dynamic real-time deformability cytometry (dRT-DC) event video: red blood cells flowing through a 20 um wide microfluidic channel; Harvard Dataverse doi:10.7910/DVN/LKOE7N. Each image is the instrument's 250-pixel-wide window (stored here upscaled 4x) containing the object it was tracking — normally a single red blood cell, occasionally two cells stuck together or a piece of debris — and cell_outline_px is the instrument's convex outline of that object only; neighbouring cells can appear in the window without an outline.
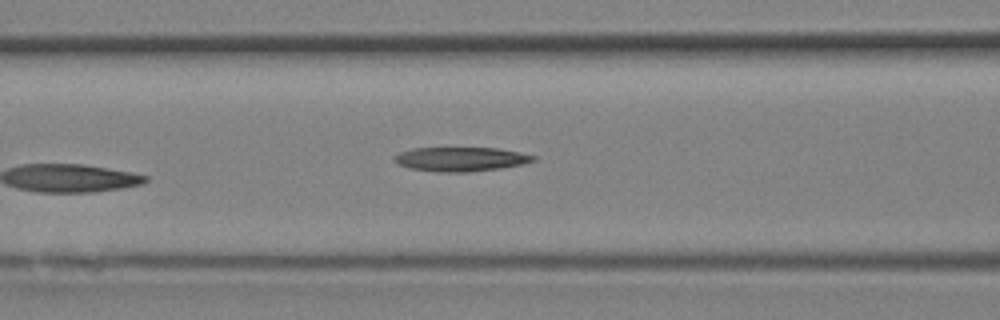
{"species": "Egyptian fruit bat (a non-hibernating species)", "species_latin": "Rousettus aegyptiacus", "temperature_condition": "room temperature", "stored_images_in_passage": 6, "camera_frame_rate_fps": 3000, "um_per_image_px": 0.085, "animal": {"sex": "female"}, "frame": {"image": 1, "passage_image": 6, "time_ms": 1.667, "image_size_px": [1000, 320], "cell_outline_px": [[536, 160], [524, 164], [500, 168], [468, 172], [436, 172], [408, 168], [396, 164], [392, 160], [400, 152], [412, 148], [496, 148], [520, 152], [536, 156]], "centroid_in_image_um": [39.15, 13.53], "position_along_channel_um": 127.5, "area_um2": 19.71}}